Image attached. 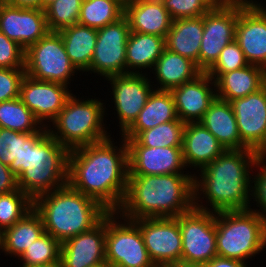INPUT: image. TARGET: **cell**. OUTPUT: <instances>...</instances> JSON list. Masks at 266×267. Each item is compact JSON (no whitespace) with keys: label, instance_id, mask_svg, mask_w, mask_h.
<instances>
[{"label":"cell","instance_id":"cell-5","mask_svg":"<svg viewBox=\"0 0 266 267\" xmlns=\"http://www.w3.org/2000/svg\"><path fill=\"white\" fill-rule=\"evenodd\" d=\"M33 208L41 216L45 232L60 243L91 230L108 213L68 184L35 198Z\"/></svg>","mask_w":266,"mask_h":267},{"label":"cell","instance_id":"cell-33","mask_svg":"<svg viewBox=\"0 0 266 267\" xmlns=\"http://www.w3.org/2000/svg\"><path fill=\"white\" fill-rule=\"evenodd\" d=\"M43 126L20 98L0 103V128L38 132Z\"/></svg>","mask_w":266,"mask_h":267},{"label":"cell","instance_id":"cell-6","mask_svg":"<svg viewBox=\"0 0 266 267\" xmlns=\"http://www.w3.org/2000/svg\"><path fill=\"white\" fill-rule=\"evenodd\" d=\"M81 99L83 98L79 99L72 94L50 123L52 128L51 125L47 127L48 133L69 150L100 142L111 136L104 124V116L107 114L105 103L97 98Z\"/></svg>","mask_w":266,"mask_h":267},{"label":"cell","instance_id":"cell-50","mask_svg":"<svg viewBox=\"0 0 266 267\" xmlns=\"http://www.w3.org/2000/svg\"><path fill=\"white\" fill-rule=\"evenodd\" d=\"M55 0H41V9H44L47 5Z\"/></svg>","mask_w":266,"mask_h":267},{"label":"cell","instance_id":"cell-31","mask_svg":"<svg viewBox=\"0 0 266 267\" xmlns=\"http://www.w3.org/2000/svg\"><path fill=\"white\" fill-rule=\"evenodd\" d=\"M71 63L83 73L90 68L97 41V29L74 24L58 31Z\"/></svg>","mask_w":266,"mask_h":267},{"label":"cell","instance_id":"cell-47","mask_svg":"<svg viewBox=\"0 0 266 267\" xmlns=\"http://www.w3.org/2000/svg\"><path fill=\"white\" fill-rule=\"evenodd\" d=\"M211 7H221L231 3L233 0H205Z\"/></svg>","mask_w":266,"mask_h":267},{"label":"cell","instance_id":"cell-48","mask_svg":"<svg viewBox=\"0 0 266 267\" xmlns=\"http://www.w3.org/2000/svg\"><path fill=\"white\" fill-rule=\"evenodd\" d=\"M155 267H192L184 264H165V265H158Z\"/></svg>","mask_w":266,"mask_h":267},{"label":"cell","instance_id":"cell-1","mask_svg":"<svg viewBox=\"0 0 266 267\" xmlns=\"http://www.w3.org/2000/svg\"><path fill=\"white\" fill-rule=\"evenodd\" d=\"M111 138L70 150L67 184L108 212H117L127 191L128 148L123 137L121 147Z\"/></svg>","mask_w":266,"mask_h":267},{"label":"cell","instance_id":"cell-14","mask_svg":"<svg viewBox=\"0 0 266 267\" xmlns=\"http://www.w3.org/2000/svg\"><path fill=\"white\" fill-rule=\"evenodd\" d=\"M256 0H238L235 41L249 64L266 70V7Z\"/></svg>","mask_w":266,"mask_h":267},{"label":"cell","instance_id":"cell-42","mask_svg":"<svg viewBox=\"0 0 266 267\" xmlns=\"http://www.w3.org/2000/svg\"><path fill=\"white\" fill-rule=\"evenodd\" d=\"M0 68H25V49L0 32Z\"/></svg>","mask_w":266,"mask_h":267},{"label":"cell","instance_id":"cell-7","mask_svg":"<svg viewBox=\"0 0 266 267\" xmlns=\"http://www.w3.org/2000/svg\"><path fill=\"white\" fill-rule=\"evenodd\" d=\"M217 256L243 262L266 248V221L250 209L216 212Z\"/></svg>","mask_w":266,"mask_h":267},{"label":"cell","instance_id":"cell-20","mask_svg":"<svg viewBox=\"0 0 266 267\" xmlns=\"http://www.w3.org/2000/svg\"><path fill=\"white\" fill-rule=\"evenodd\" d=\"M106 215L91 230L61 243L62 267H91L105 260Z\"/></svg>","mask_w":266,"mask_h":267},{"label":"cell","instance_id":"cell-13","mask_svg":"<svg viewBox=\"0 0 266 267\" xmlns=\"http://www.w3.org/2000/svg\"><path fill=\"white\" fill-rule=\"evenodd\" d=\"M138 227L155 266L181 264L182 235L176 217L133 220Z\"/></svg>","mask_w":266,"mask_h":267},{"label":"cell","instance_id":"cell-35","mask_svg":"<svg viewBox=\"0 0 266 267\" xmlns=\"http://www.w3.org/2000/svg\"><path fill=\"white\" fill-rule=\"evenodd\" d=\"M61 243L51 234L44 232L18 258L20 266H37L61 263Z\"/></svg>","mask_w":266,"mask_h":267},{"label":"cell","instance_id":"cell-36","mask_svg":"<svg viewBox=\"0 0 266 267\" xmlns=\"http://www.w3.org/2000/svg\"><path fill=\"white\" fill-rule=\"evenodd\" d=\"M33 209V200L20 189L0 194V233Z\"/></svg>","mask_w":266,"mask_h":267},{"label":"cell","instance_id":"cell-22","mask_svg":"<svg viewBox=\"0 0 266 267\" xmlns=\"http://www.w3.org/2000/svg\"><path fill=\"white\" fill-rule=\"evenodd\" d=\"M226 151L225 147L201 122L186 123L183 131L182 153L186 168H204Z\"/></svg>","mask_w":266,"mask_h":267},{"label":"cell","instance_id":"cell-2","mask_svg":"<svg viewBox=\"0 0 266 267\" xmlns=\"http://www.w3.org/2000/svg\"><path fill=\"white\" fill-rule=\"evenodd\" d=\"M258 155L257 151L250 148L229 149L197 170L200 171L198 177L194 172V208L211 212L250 209L251 172L255 169L254 163ZM204 197L206 204H210L206 207L203 200H200Z\"/></svg>","mask_w":266,"mask_h":267},{"label":"cell","instance_id":"cell-24","mask_svg":"<svg viewBox=\"0 0 266 267\" xmlns=\"http://www.w3.org/2000/svg\"><path fill=\"white\" fill-rule=\"evenodd\" d=\"M215 81L217 97L231 102L257 92L266 84V70L249 64L224 74H208Z\"/></svg>","mask_w":266,"mask_h":267},{"label":"cell","instance_id":"cell-10","mask_svg":"<svg viewBox=\"0 0 266 267\" xmlns=\"http://www.w3.org/2000/svg\"><path fill=\"white\" fill-rule=\"evenodd\" d=\"M176 218L182 235L181 264L202 267L217 256L216 212L193 208Z\"/></svg>","mask_w":266,"mask_h":267},{"label":"cell","instance_id":"cell-18","mask_svg":"<svg viewBox=\"0 0 266 267\" xmlns=\"http://www.w3.org/2000/svg\"><path fill=\"white\" fill-rule=\"evenodd\" d=\"M68 87L56 82L36 80L26 74L21 83L19 98L41 125L48 127L73 94Z\"/></svg>","mask_w":266,"mask_h":267},{"label":"cell","instance_id":"cell-38","mask_svg":"<svg viewBox=\"0 0 266 267\" xmlns=\"http://www.w3.org/2000/svg\"><path fill=\"white\" fill-rule=\"evenodd\" d=\"M21 152V132L0 128V162L19 177L18 157Z\"/></svg>","mask_w":266,"mask_h":267},{"label":"cell","instance_id":"cell-44","mask_svg":"<svg viewBox=\"0 0 266 267\" xmlns=\"http://www.w3.org/2000/svg\"><path fill=\"white\" fill-rule=\"evenodd\" d=\"M19 189L18 178L10 170L9 166L0 162V194Z\"/></svg>","mask_w":266,"mask_h":267},{"label":"cell","instance_id":"cell-17","mask_svg":"<svg viewBox=\"0 0 266 267\" xmlns=\"http://www.w3.org/2000/svg\"><path fill=\"white\" fill-rule=\"evenodd\" d=\"M230 103L241 141L259 154H266V84L257 92Z\"/></svg>","mask_w":266,"mask_h":267},{"label":"cell","instance_id":"cell-37","mask_svg":"<svg viewBox=\"0 0 266 267\" xmlns=\"http://www.w3.org/2000/svg\"><path fill=\"white\" fill-rule=\"evenodd\" d=\"M83 0H55L44 8L50 31H60L78 23Z\"/></svg>","mask_w":266,"mask_h":267},{"label":"cell","instance_id":"cell-15","mask_svg":"<svg viewBox=\"0 0 266 267\" xmlns=\"http://www.w3.org/2000/svg\"><path fill=\"white\" fill-rule=\"evenodd\" d=\"M146 73H127L106 78L112 87V103L119 119L122 134L137 118L154 90Z\"/></svg>","mask_w":266,"mask_h":267},{"label":"cell","instance_id":"cell-27","mask_svg":"<svg viewBox=\"0 0 266 267\" xmlns=\"http://www.w3.org/2000/svg\"><path fill=\"white\" fill-rule=\"evenodd\" d=\"M203 30L204 15L173 20L165 38L166 49L191 59L199 68V51Z\"/></svg>","mask_w":266,"mask_h":267},{"label":"cell","instance_id":"cell-19","mask_svg":"<svg viewBox=\"0 0 266 267\" xmlns=\"http://www.w3.org/2000/svg\"><path fill=\"white\" fill-rule=\"evenodd\" d=\"M49 31L44 9L4 3L0 12V32L25 50Z\"/></svg>","mask_w":266,"mask_h":267},{"label":"cell","instance_id":"cell-46","mask_svg":"<svg viewBox=\"0 0 266 267\" xmlns=\"http://www.w3.org/2000/svg\"><path fill=\"white\" fill-rule=\"evenodd\" d=\"M5 3L22 8L41 9V0H5Z\"/></svg>","mask_w":266,"mask_h":267},{"label":"cell","instance_id":"cell-23","mask_svg":"<svg viewBox=\"0 0 266 267\" xmlns=\"http://www.w3.org/2000/svg\"><path fill=\"white\" fill-rule=\"evenodd\" d=\"M124 16L130 31L166 38L173 19L161 0H127Z\"/></svg>","mask_w":266,"mask_h":267},{"label":"cell","instance_id":"cell-39","mask_svg":"<svg viewBox=\"0 0 266 267\" xmlns=\"http://www.w3.org/2000/svg\"><path fill=\"white\" fill-rule=\"evenodd\" d=\"M249 65L238 43L234 40L226 45L218 60L206 72L207 74H224Z\"/></svg>","mask_w":266,"mask_h":267},{"label":"cell","instance_id":"cell-29","mask_svg":"<svg viewBox=\"0 0 266 267\" xmlns=\"http://www.w3.org/2000/svg\"><path fill=\"white\" fill-rule=\"evenodd\" d=\"M165 48L163 37L130 31L126 44V74L153 69Z\"/></svg>","mask_w":266,"mask_h":267},{"label":"cell","instance_id":"cell-51","mask_svg":"<svg viewBox=\"0 0 266 267\" xmlns=\"http://www.w3.org/2000/svg\"><path fill=\"white\" fill-rule=\"evenodd\" d=\"M91 267H112V266L107 261H104L102 263H99V264L91 266Z\"/></svg>","mask_w":266,"mask_h":267},{"label":"cell","instance_id":"cell-28","mask_svg":"<svg viewBox=\"0 0 266 267\" xmlns=\"http://www.w3.org/2000/svg\"><path fill=\"white\" fill-rule=\"evenodd\" d=\"M152 73L155 75L154 78L156 77V82H158V88L154 85L156 90L171 91L183 83L192 81L202 71L191 59L165 48L156 61Z\"/></svg>","mask_w":266,"mask_h":267},{"label":"cell","instance_id":"cell-26","mask_svg":"<svg viewBox=\"0 0 266 267\" xmlns=\"http://www.w3.org/2000/svg\"><path fill=\"white\" fill-rule=\"evenodd\" d=\"M200 122L226 150L248 148L240 139L236 116L230 102L216 97Z\"/></svg>","mask_w":266,"mask_h":267},{"label":"cell","instance_id":"cell-16","mask_svg":"<svg viewBox=\"0 0 266 267\" xmlns=\"http://www.w3.org/2000/svg\"><path fill=\"white\" fill-rule=\"evenodd\" d=\"M128 148V175H165L187 170L182 147H146L135 138H124Z\"/></svg>","mask_w":266,"mask_h":267},{"label":"cell","instance_id":"cell-41","mask_svg":"<svg viewBox=\"0 0 266 267\" xmlns=\"http://www.w3.org/2000/svg\"><path fill=\"white\" fill-rule=\"evenodd\" d=\"M254 167L259 171L256 175H252L251 199L257 202L256 206L260 209L250 208V210L257 212L266 221V154L257 156Z\"/></svg>","mask_w":266,"mask_h":267},{"label":"cell","instance_id":"cell-49","mask_svg":"<svg viewBox=\"0 0 266 267\" xmlns=\"http://www.w3.org/2000/svg\"><path fill=\"white\" fill-rule=\"evenodd\" d=\"M21 267H62V265H61V263H53L50 265L21 266Z\"/></svg>","mask_w":266,"mask_h":267},{"label":"cell","instance_id":"cell-11","mask_svg":"<svg viewBox=\"0 0 266 267\" xmlns=\"http://www.w3.org/2000/svg\"><path fill=\"white\" fill-rule=\"evenodd\" d=\"M238 0L212 7L204 14V30L199 51V69L207 72L218 60L223 48L235 40Z\"/></svg>","mask_w":266,"mask_h":267},{"label":"cell","instance_id":"cell-21","mask_svg":"<svg viewBox=\"0 0 266 267\" xmlns=\"http://www.w3.org/2000/svg\"><path fill=\"white\" fill-rule=\"evenodd\" d=\"M170 92L174 98L177 116L185 124L200 122L217 97L215 81L206 72Z\"/></svg>","mask_w":266,"mask_h":267},{"label":"cell","instance_id":"cell-45","mask_svg":"<svg viewBox=\"0 0 266 267\" xmlns=\"http://www.w3.org/2000/svg\"><path fill=\"white\" fill-rule=\"evenodd\" d=\"M248 262L216 256L202 267H248Z\"/></svg>","mask_w":266,"mask_h":267},{"label":"cell","instance_id":"cell-34","mask_svg":"<svg viewBox=\"0 0 266 267\" xmlns=\"http://www.w3.org/2000/svg\"><path fill=\"white\" fill-rule=\"evenodd\" d=\"M185 123L173 120L142 131L135 139L146 147H182Z\"/></svg>","mask_w":266,"mask_h":267},{"label":"cell","instance_id":"cell-40","mask_svg":"<svg viewBox=\"0 0 266 267\" xmlns=\"http://www.w3.org/2000/svg\"><path fill=\"white\" fill-rule=\"evenodd\" d=\"M173 20L206 14L212 7L205 0H161Z\"/></svg>","mask_w":266,"mask_h":267},{"label":"cell","instance_id":"cell-25","mask_svg":"<svg viewBox=\"0 0 266 267\" xmlns=\"http://www.w3.org/2000/svg\"><path fill=\"white\" fill-rule=\"evenodd\" d=\"M173 120L180 119L172 93L154 89L135 121L120 135L123 138H136L144 130Z\"/></svg>","mask_w":266,"mask_h":267},{"label":"cell","instance_id":"cell-43","mask_svg":"<svg viewBox=\"0 0 266 267\" xmlns=\"http://www.w3.org/2000/svg\"><path fill=\"white\" fill-rule=\"evenodd\" d=\"M25 68H0V103L19 98Z\"/></svg>","mask_w":266,"mask_h":267},{"label":"cell","instance_id":"cell-32","mask_svg":"<svg viewBox=\"0 0 266 267\" xmlns=\"http://www.w3.org/2000/svg\"><path fill=\"white\" fill-rule=\"evenodd\" d=\"M127 0H83L78 24L94 29L120 20L125 13Z\"/></svg>","mask_w":266,"mask_h":267},{"label":"cell","instance_id":"cell-8","mask_svg":"<svg viewBox=\"0 0 266 267\" xmlns=\"http://www.w3.org/2000/svg\"><path fill=\"white\" fill-rule=\"evenodd\" d=\"M105 260L112 267H155L138 225L117 212L106 214Z\"/></svg>","mask_w":266,"mask_h":267},{"label":"cell","instance_id":"cell-4","mask_svg":"<svg viewBox=\"0 0 266 267\" xmlns=\"http://www.w3.org/2000/svg\"><path fill=\"white\" fill-rule=\"evenodd\" d=\"M70 150L51 136L47 127L21 132L18 187L32 200L67 185Z\"/></svg>","mask_w":266,"mask_h":267},{"label":"cell","instance_id":"cell-12","mask_svg":"<svg viewBox=\"0 0 266 267\" xmlns=\"http://www.w3.org/2000/svg\"><path fill=\"white\" fill-rule=\"evenodd\" d=\"M130 34L128 19L123 16L115 23L97 30V41L90 68L104 79L126 74V44Z\"/></svg>","mask_w":266,"mask_h":267},{"label":"cell","instance_id":"cell-3","mask_svg":"<svg viewBox=\"0 0 266 267\" xmlns=\"http://www.w3.org/2000/svg\"><path fill=\"white\" fill-rule=\"evenodd\" d=\"M194 174L128 175L127 191L117 211L129 220L177 217L194 208Z\"/></svg>","mask_w":266,"mask_h":267},{"label":"cell","instance_id":"cell-30","mask_svg":"<svg viewBox=\"0 0 266 267\" xmlns=\"http://www.w3.org/2000/svg\"><path fill=\"white\" fill-rule=\"evenodd\" d=\"M45 232L41 216L33 208L12 227L1 233V250L5 256L19 258Z\"/></svg>","mask_w":266,"mask_h":267},{"label":"cell","instance_id":"cell-52","mask_svg":"<svg viewBox=\"0 0 266 267\" xmlns=\"http://www.w3.org/2000/svg\"><path fill=\"white\" fill-rule=\"evenodd\" d=\"M4 3H5V0H0V12H1V9H2Z\"/></svg>","mask_w":266,"mask_h":267},{"label":"cell","instance_id":"cell-9","mask_svg":"<svg viewBox=\"0 0 266 267\" xmlns=\"http://www.w3.org/2000/svg\"><path fill=\"white\" fill-rule=\"evenodd\" d=\"M76 71L57 31H49L25 50V72L36 80L68 86Z\"/></svg>","mask_w":266,"mask_h":267}]
</instances>
